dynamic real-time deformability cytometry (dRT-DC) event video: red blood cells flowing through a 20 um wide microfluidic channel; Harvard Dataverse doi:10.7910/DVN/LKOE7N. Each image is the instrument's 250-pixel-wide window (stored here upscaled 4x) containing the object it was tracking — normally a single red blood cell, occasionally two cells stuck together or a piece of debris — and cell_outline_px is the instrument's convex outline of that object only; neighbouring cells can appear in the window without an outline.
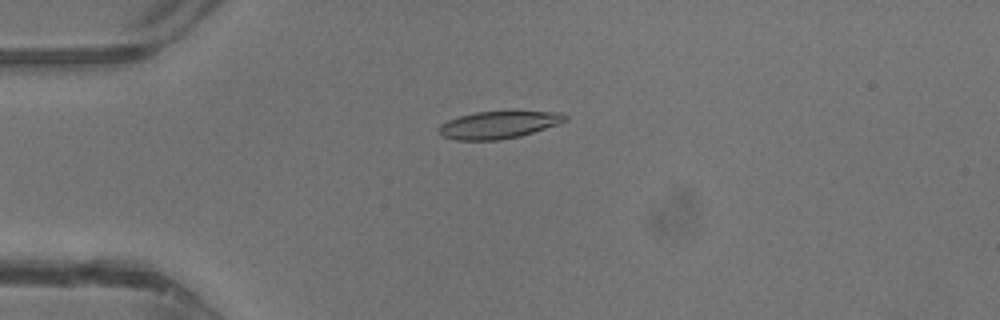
{"species": "common noctule bat (a hibernating species)", "species_latin": "Nyctalus noctula", "temperature_condition": "warm", "stored_images_in_passage": 33, "camera_frame_rate_fps": 3000, "um_per_image_px": 0.085, "animal": {"sex": "male", "body_mass_g": 13.3}, "frame": {"image": 1, "passage_image": 1, "time_ms": 0.0, "image_size_px": [1000, 320], "cell_outline_px": [[568, 120], [520, 136], [500, 140], [456, 140], [444, 136], [436, 132], [436, 128], [440, 124], [448, 120], [460, 116], [476, 112], [516, 108], [564, 112], [568, 116]], "centroid_in_image_um": [42.44, 10.54], "position_along_channel_um": 42.6, "area_um2": 21.21}}
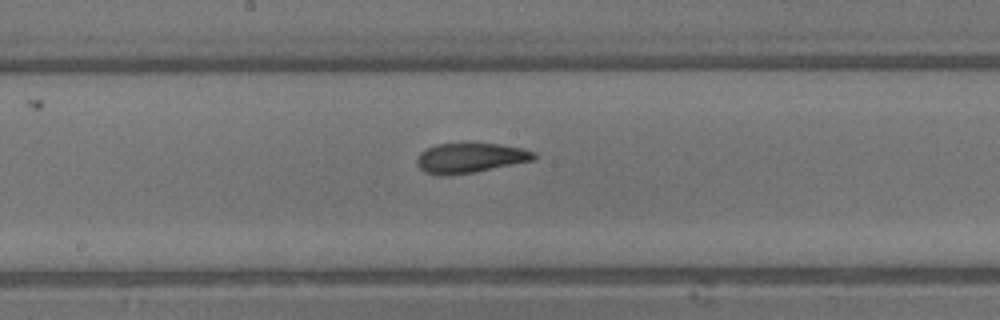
{"frame": {"image": 2, "passage_image": 13, "time_ms": 4.0, "image_size_px": [1000, 320], "cell_outline_px": [[536, 156], [532, 160], [472, 172], [448, 176], [440, 176], [424, 172], [416, 164], [416, 160], [420, 152], [436, 144], [500, 144], [524, 148], [536, 152]], "centroid_in_image_um": [39.93, 13.43], "position_along_channel_um": 208.3, "area_um2": 20.17}}
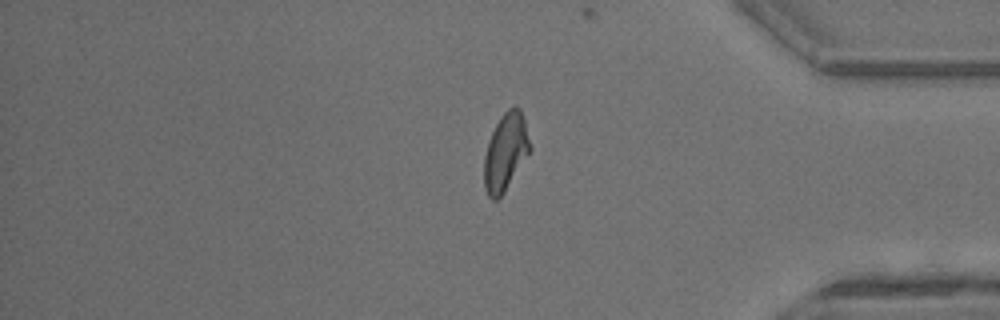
{"frame": {"image": 3, "passage_image": 26, "time_ms": 8.333, "image_size_px": [1000, 320], "cell_outline_px": [[532, 148], [504, 192], [496, 200], [492, 200], [488, 196], [484, 188], [484, 156], [492, 132], [500, 116], [508, 108], [516, 104], [520, 108], [524, 120]], "centroid_in_image_um": [42.97, 12.9], "position_along_channel_um": 392.2, "area_um2": 20.58}, "authors_computed_cell_mechanics": {"area_um2": 20.5768, "velocity_mm_per_s": 4.8065, "shape_relaxation_time_tau1_ms": 5.8236, "shape_relaxation_time_tau2_ms": 1.3552, "deformation_change_tau1": 0.2104, "deformation_change_tau2": 0.0937}}